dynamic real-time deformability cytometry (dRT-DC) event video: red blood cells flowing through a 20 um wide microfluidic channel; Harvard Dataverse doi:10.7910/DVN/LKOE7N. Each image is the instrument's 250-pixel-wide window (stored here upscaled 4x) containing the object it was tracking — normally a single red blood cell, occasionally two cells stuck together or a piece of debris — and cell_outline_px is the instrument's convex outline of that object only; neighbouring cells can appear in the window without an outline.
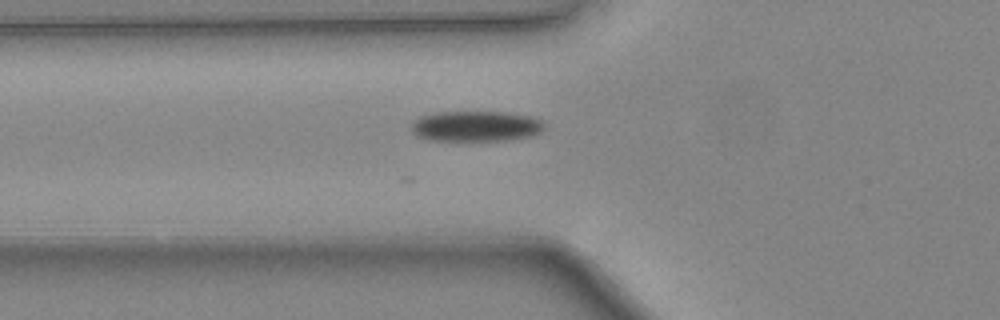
{"species": "common noctule bat (a hibernating species)", "species_latin": "Nyctalus noctula", "temperature_condition": "warm", "stored_images_in_passage": 23, "camera_frame_rate_fps": 3000, "um_per_image_px": 0.085, "animal": {"sex": "female", "body_mass_g": 24.6, "forearm_length_mm": 56.2}, "frame": {"image": 1, "passage_image": 3, "time_ms": 0.667, "image_size_px": [1000, 320], "cell_outline_px": [[544, 128], [540, 132], [532, 136], [508, 140], [428, 140], [416, 136], [412, 132], [412, 124], [420, 116], [436, 112], [504, 112], [528, 116], [540, 120], [544, 124]], "centroid_in_image_um": [40.43, 10.73], "position_along_channel_um": 85.4, "area_um2": 23.52}}
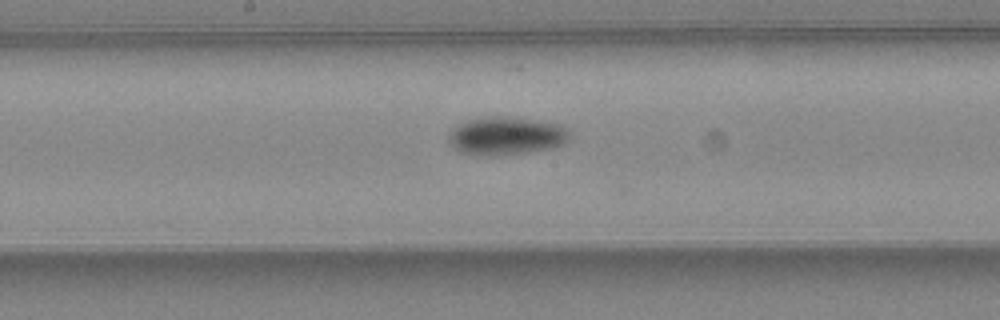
{"frame": {"image": 2, "passage_image": 11, "time_ms": 3.333, "image_size_px": [1000, 320], "cell_outline_px": [[568, 140], [564, 144], [552, 148], [528, 152], [496, 156], [480, 156], [460, 152], [452, 148], [448, 144], [448, 132], [456, 124], [468, 120], [488, 116], [512, 116], [536, 120], [556, 124], [568, 128]], "centroid_in_image_um": [42.95, 11.55], "position_along_channel_um": 205.3, "area_um2": 27.4}}
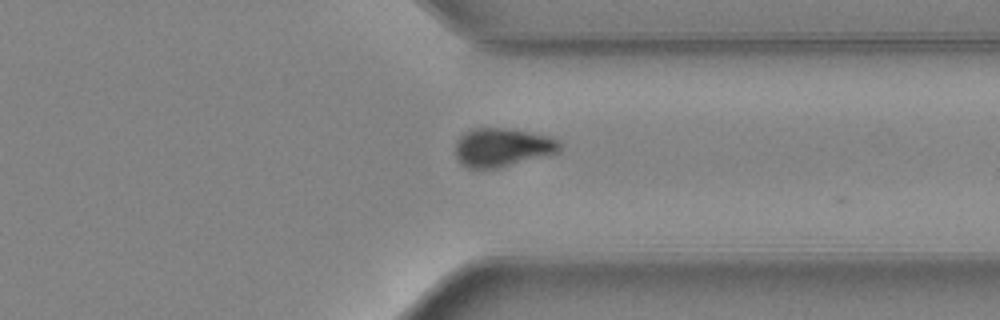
{"frame": {"image": 3, "passage_image": 22, "time_ms": 7.0, "image_size_px": [1000, 320], "cell_outline_px": [[560, 148], [556, 152], [500, 168], [468, 168], [460, 164], [456, 160], [456, 140], [460, 136], [476, 128], [508, 128], [548, 136], [556, 140], [560, 144]], "centroid_in_image_um": [42.63, 12.54], "position_along_channel_um": 368.8, "area_um2": 23.12}}